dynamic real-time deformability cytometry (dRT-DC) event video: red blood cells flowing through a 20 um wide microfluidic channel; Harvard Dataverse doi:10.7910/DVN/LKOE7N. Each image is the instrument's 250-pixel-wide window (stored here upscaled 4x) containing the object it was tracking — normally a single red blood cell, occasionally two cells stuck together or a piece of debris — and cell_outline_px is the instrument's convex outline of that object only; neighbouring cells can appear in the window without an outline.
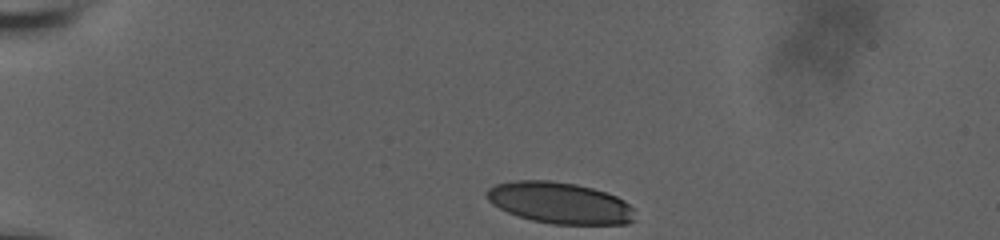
{"species": "human", "species_latin": "Homo sapiens", "temperature_condition": "room temperature", "stored_images_in_passage": 17, "camera_frame_rate_fps": 3000, "um_per_image_px": 0.085, "donor": {"sex": "male"}, "frame": {"image": 1, "passage_image": 1, "time_ms": 0.0, "image_size_px": [1000, 240], "cell_outline_px": [[636, 220], [628, 224], [552, 224], [532, 220], [508, 212], [492, 204], [488, 200], [484, 192], [488, 188], [496, 184], [516, 180], [548, 180], [576, 184], [592, 188], [616, 196], [624, 200], [632, 208]], "centroid_in_image_um": [47.58, 17.25], "position_along_channel_um": 37.4, "area_um2": 35.72}}
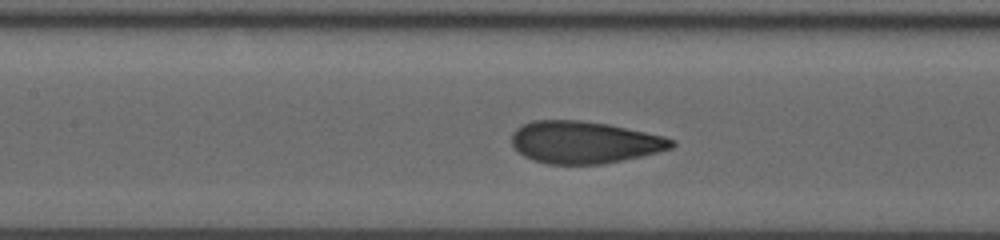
{"frame": {"image": 2, "passage_image": 10, "time_ms": 5.0, "image_size_px": [1000, 240], "cell_outline_px": [[676, 144], [672, 148], [640, 156], [604, 164], [548, 164], [532, 160], [524, 156], [512, 144], [512, 132], [516, 128], [532, 120], [580, 120], [608, 124], [664, 136], [676, 140]], "centroid_in_image_um": [49.66, 12.09], "position_along_channel_um": 157.7, "area_um2": 39.25}}
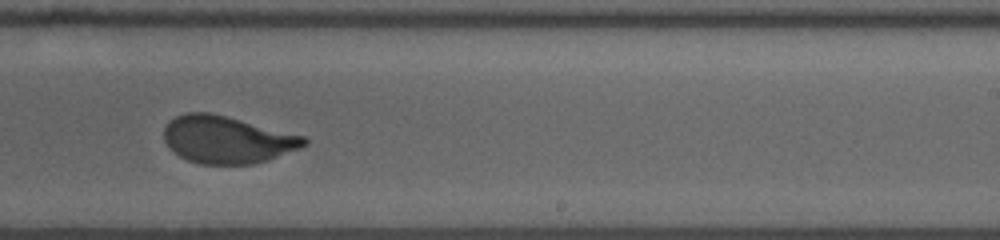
{"frame": {"image": 3, "passage_image": 17, "time_ms": 8.0, "image_size_px": [1000, 240], "cell_outline_px": [[308, 144], [300, 148], [268, 160], [252, 164], [200, 164], [188, 160], [172, 152], [168, 148], [164, 140], [164, 128], [176, 116], [184, 112], [212, 112], [304, 136], [308, 140]], "centroid_in_image_um": [19.29, 11.87], "position_along_channel_um": 269.7, "area_um2": 38.73}}